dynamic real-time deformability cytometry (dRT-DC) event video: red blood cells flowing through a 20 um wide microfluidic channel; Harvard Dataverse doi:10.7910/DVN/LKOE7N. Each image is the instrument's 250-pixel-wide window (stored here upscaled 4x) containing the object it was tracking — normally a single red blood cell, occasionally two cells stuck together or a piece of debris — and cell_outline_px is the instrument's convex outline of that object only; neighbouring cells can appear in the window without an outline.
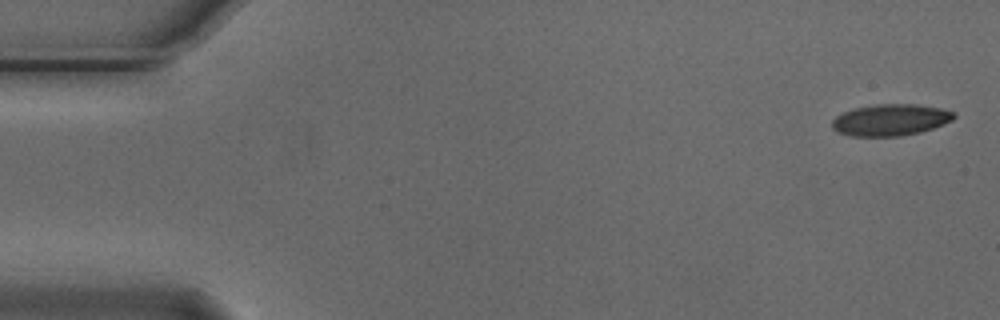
{"species": "Egyptian fruit bat (a non-hibernating species)", "species_latin": "Rousettus aegyptiacus", "temperature_condition": "cold", "stored_images_in_passage": 5, "camera_frame_rate_fps": 3000, "um_per_image_px": 0.085, "animal": {"sex": "male"}, "frame": {"image": 1, "passage_image": 1, "time_ms": 0.0, "image_size_px": [1000, 320], "cell_outline_px": [[956, 116], [952, 120], [944, 124], [920, 132], [900, 136], [848, 136], [836, 132], [832, 128], [832, 120], [836, 116], [844, 112], [856, 108], [876, 104], [916, 104], [940, 108], [952, 112]], "centroid_in_image_um": [75.66, 10.2], "position_along_channel_um": 9.3, "area_um2": 22.37}}
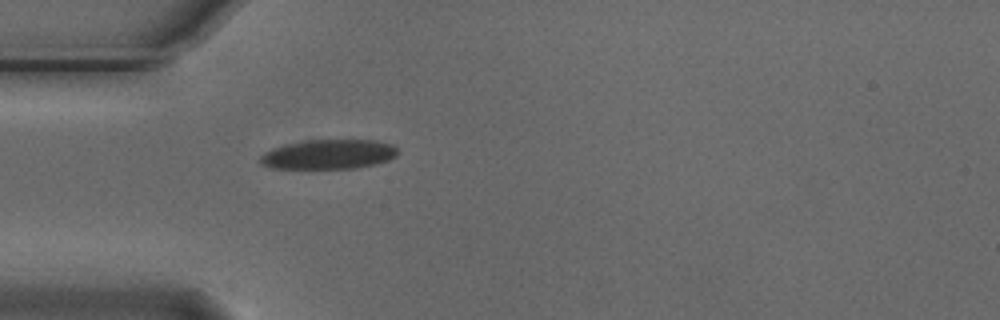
{"frame": {"image": 2, "passage_image": 5, "time_ms": 1.333, "image_size_px": [1000, 320], "cell_outline_px": [[400, 152], [396, 156], [388, 160], [376, 164], [356, 168], [268, 168], [260, 164], [260, 156], [264, 152], [272, 148], [284, 144], [308, 140], [376, 140], [392, 144]], "centroid_in_image_um": [27.93, 13.11], "position_along_channel_um": 57.1, "area_um2": 23.87}}